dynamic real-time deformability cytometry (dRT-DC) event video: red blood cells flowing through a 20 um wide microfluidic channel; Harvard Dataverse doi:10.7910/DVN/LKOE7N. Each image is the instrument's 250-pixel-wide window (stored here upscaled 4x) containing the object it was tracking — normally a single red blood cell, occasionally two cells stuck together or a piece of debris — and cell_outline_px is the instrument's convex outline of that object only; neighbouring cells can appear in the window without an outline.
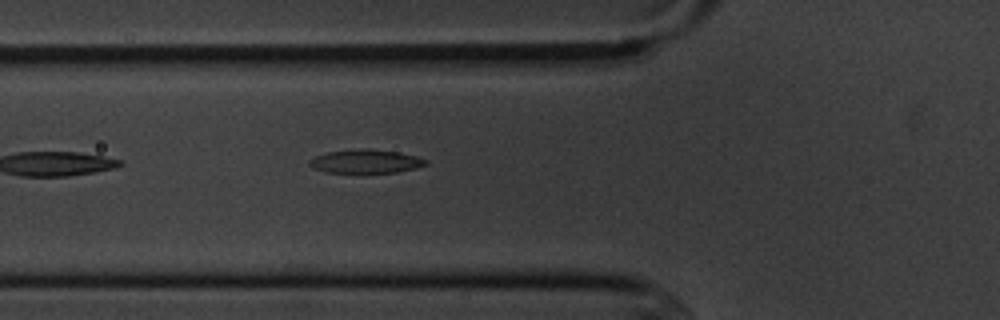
{"species": "common noctule bat (a hibernating species)", "species_latin": "Nyctalus noctula", "temperature_condition": "cold", "stored_images_in_passage": 3, "camera_frame_rate_fps": 3000, "um_per_image_px": 0.085, "animal": {"sex": "male", "body_mass_g": 20.1, "forearm_length_mm": 53.5}, "frame": {"image": 1, "passage_image": 3, "time_ms": 2.333, "image_size_px": [1000, 320], "cell_outline_px": [[428, 164], [416, 168], [396, 172], [324, 172], [312, 168], [308, 164], [308, 160], [316, 156], [328, 152], [360, 148], [368, 148], [400, 152], [416, 156], [428, 160]], "centroid_in_image_um": [31.09, 13.7], "position_along_channel_um": 94.7, "area_um2": 16.07}}